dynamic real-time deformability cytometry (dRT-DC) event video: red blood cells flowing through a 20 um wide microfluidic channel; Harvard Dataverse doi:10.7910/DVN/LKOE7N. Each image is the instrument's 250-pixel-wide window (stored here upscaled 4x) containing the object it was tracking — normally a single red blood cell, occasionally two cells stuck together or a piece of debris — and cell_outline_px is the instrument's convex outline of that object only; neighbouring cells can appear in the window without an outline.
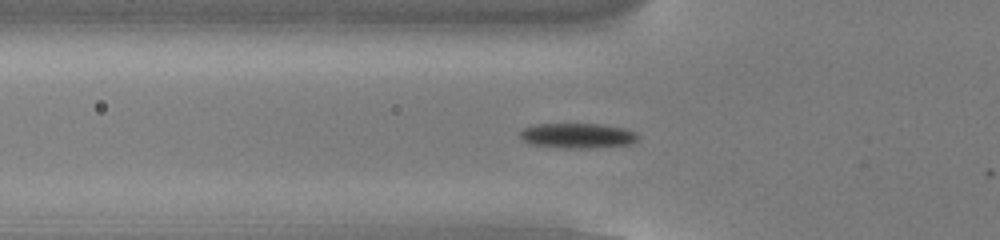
{"species": "common noctule bat (a hibernating species)", "species_latin": "Nyctalus noctula", "temperature_condition": "cold", "stored_images_in_passage": 37, "camera_frame_rate_fps": 3000, "um_per_image_px": 0.085, "animal": {"sex": "male", "body_mass_g": 13.0, "forearm_length_mm": 53.1}, "frame": {"image": 1, "passage_image": 8, "time_ms": 2.333, "image_size_px": [1000, 240], "cell_outline_px": [[640, 136], [632, 144], [596, 148], [564, 148], [532, 144], [524, 140], [520, 136], [520, 132], [524, 128], [536, 124], [600, 124], [624, 128], [636, 132]], "centroid_in_image_um": [49.15, 11.53], "position_along_channel_um": 76.7, "area_um2": 17.22}}
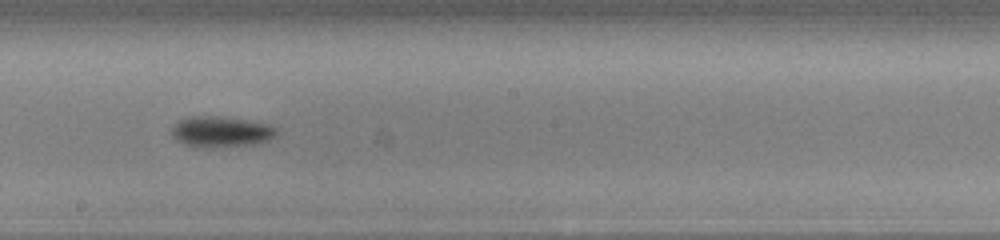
{"frame": {"image": 2, "passage_image": 20, "time_ms": 6.333, "image_size_px": [1000, 240], "cell_outline_px": [[276, 136], [268, 140], [256, 144], [216, 148], [196, 148], [184, 144], [176, 140], [172, 136], [172, 128], [180, 120], [188, 116], [220, 116], [248, 120], [268, 124], [276, 128]], "centroid_in_image_um": [18.77, 11.21], "position_along_channel_um": 229.4, "area_um2": 19.13}}
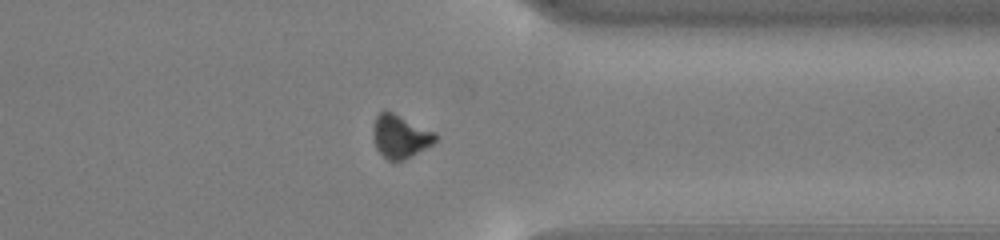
{"frame": {"image": 3, "passage_image": 32, "time_ms": 10.333, "image_size_px": [1000, 240], "cell_outline_px": [[436, 140], [432, 144], [412, 156], [404, 160], [388, 160], [376, 148], [372, 136], [372, 128], [376, 116], [380, 112], [392, 112], [436, 132]], "centroid_in_image_um": [34.0, 11.6], "position_along_channel_um": 377.4, "area_um2": 15.55}}